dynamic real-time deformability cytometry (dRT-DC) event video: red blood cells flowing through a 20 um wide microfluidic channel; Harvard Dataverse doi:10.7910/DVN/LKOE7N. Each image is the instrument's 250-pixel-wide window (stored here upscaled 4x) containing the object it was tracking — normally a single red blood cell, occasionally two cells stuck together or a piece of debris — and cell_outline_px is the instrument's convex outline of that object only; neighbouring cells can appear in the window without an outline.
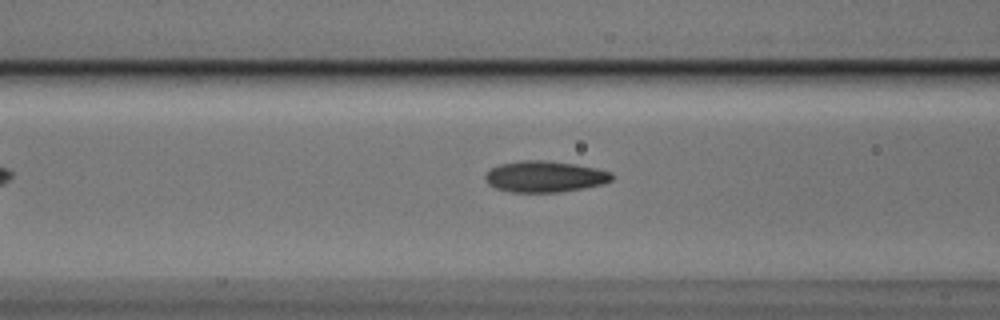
{"species": "Egyptian fruit bat (a non-hibernating species)", "species_latin": "Rousettus aegyptiacus", "temperature_condition": "cold", "stored_images_in_passage": 34, "camera_frame_rate_fps": 3000, "um_per_image_px": 0.085, "animal": {"sex": "male"}, "frame": {"image": 1, "passage_image": 7, "time_ms": 2.0, "image_size_px": [1000, 320], "cell_outline_px": [[616, 176], [612, 180], [604, 184], [584, 188], [560, 192], [512, 192], [496, 188], [488, 184], [484, 176], [492, 168], [500, 164], [524, 160], [544, 160], [576, 164], [596, 168], [612, 172]], "centroid_in_image_um": [46.36, 15.01], "position_along_channel_um": 120.2, "area_um2": 23.12}}
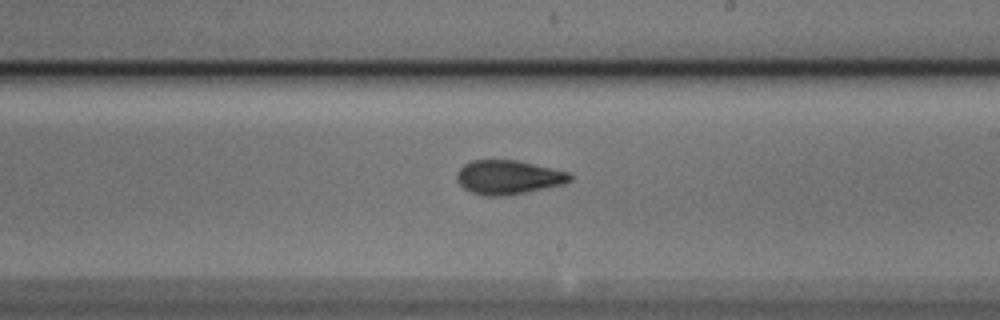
{"frame": {"image": 2, "passage_image": 17, "time_ms": 5.333, "image_size_px": [1000, 320], "cell_outline_px": [[572, 180], [564, 184], [528, 192], [504, 196], [484, 196], [472, 192], [464, 188], [456, 180], [456, 176], [460, 168], [464, 164], [472, 160], [516, 160], [572, 172]], "centroid_in_image_um": [43.24, 15.07], "position_along_channel_um": 245.8, "area_um2": 22.66}}
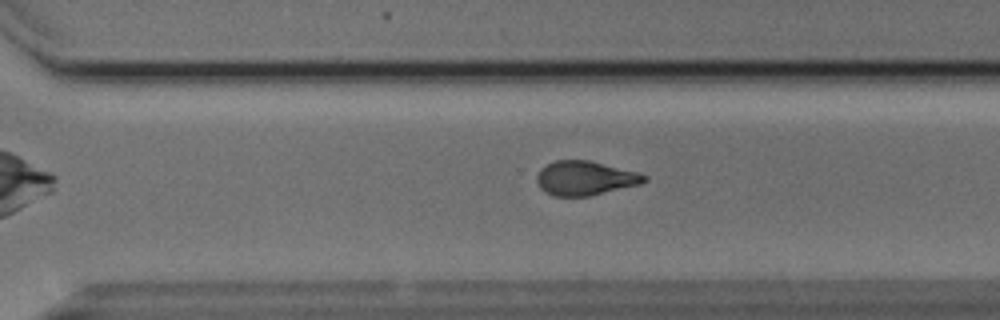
{"frame": {"image": 3, "passage_image": 23, "time_ms": 7.333, "image_size_px": [1000, 320], "cell_outline_px": [[648, 180], [640, 184], [588, 196], [552, 196], [540, 188], [536, 180], [536, 176], [540, 168], [556, 160], [588, 160], [640, 172], [648, 176]], "centroid_in_image_um": [49.74, 15.14], "position_along_channel_um": 320.9, "area_um2": 21.5}, "authors_computed_cell_mechanics": {"area_um2": 22.3397, "velocity_mm_per_s": 3.7677, "shape_relaxation_time_tau1_ms": 3.8069, "shape_relaxation_time_tau2_ms": 2.1538, "deformation_change_tau1": 0.1336, "deformation_change_tau2": 0.074}}